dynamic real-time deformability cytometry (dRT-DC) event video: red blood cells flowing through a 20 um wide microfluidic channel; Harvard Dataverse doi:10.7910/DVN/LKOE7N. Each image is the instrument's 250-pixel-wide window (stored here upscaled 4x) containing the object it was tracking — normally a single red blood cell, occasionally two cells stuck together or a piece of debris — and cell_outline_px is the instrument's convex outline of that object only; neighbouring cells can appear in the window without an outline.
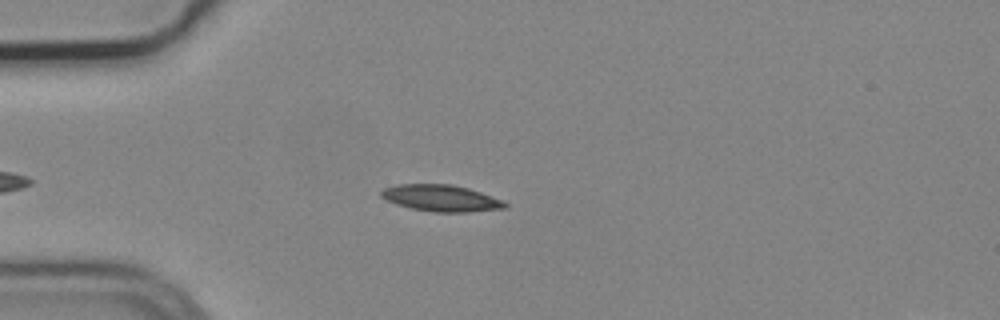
{"species": "common noctule bat (a hibernating species)", "species_latin": "Nyctalus noctula", "temperature_condition": "cold", "stored_images_in_passage": 4, "camera_frame_rate_fps": 3000, "um_per_image_px": 0.085, "animal": {"sex": "male", "body_mass_g": 19.2, "forearm_length_mm": 51.8}, "frame": {"image": 1, "passage_image": 2, "time_ms": 0.333, "image_size_px": [1000, 320], "cell_outline_px": [[508, 208], [468, 212], [436, 212], [412, 208], [396, 204], [380, 196], [380, 192], [384, 188], [396, 184], [452, 184], [468, 188], [504, 200], [508, 204]], "centroid_in_image_um": [37.53, 16.84], "position_along_channel_um": 47.5, "area_um2": 19.19}}
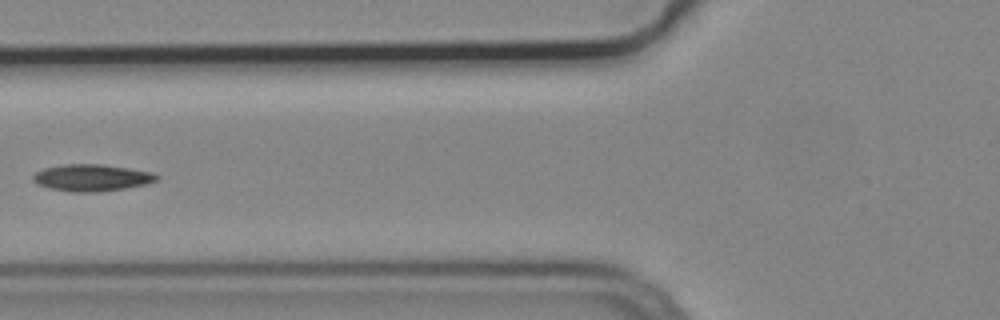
{"frame": {"image": 2, "passage_image": 4, "time_ms": 1.0, "image_size_px": [1000, 320], "cell_outline_px": [[160, 176], [156, 180], [148, 184], [100, 192], [72, 192], [48, 188], [32, 180], [32, 176], [36, 172], [44, 168], [64, 164], [100, 164], [128, 168], [152, 172]], "centroid_in_image_um": [7.8, 15.11], "position_along_channel_um": 118.0, "area_um2": 19.31}}